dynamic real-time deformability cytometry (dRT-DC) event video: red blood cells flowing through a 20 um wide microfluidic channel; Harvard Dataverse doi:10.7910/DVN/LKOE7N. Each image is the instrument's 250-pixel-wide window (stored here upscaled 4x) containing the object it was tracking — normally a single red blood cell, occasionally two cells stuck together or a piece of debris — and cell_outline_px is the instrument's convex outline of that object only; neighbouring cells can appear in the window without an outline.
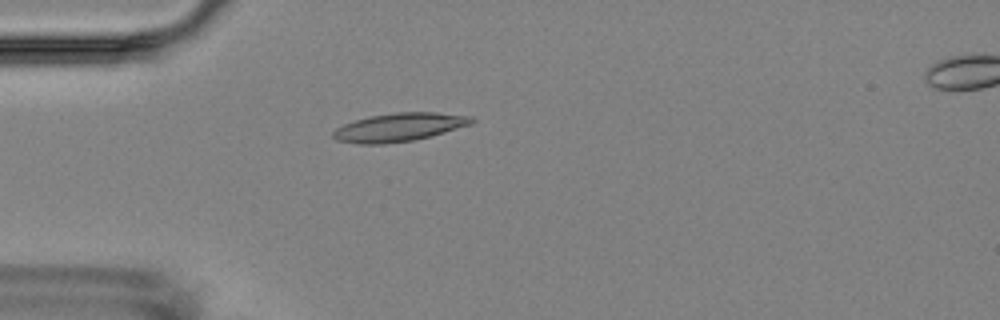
{"species": "Egyptian fruit bat (a non-hibernating species)", "species_latin": "Rousettus aegyptiacus", "temperature_condition": "room temperature", "stored_images_in_passage": 6, "camera_frame_rate_fps": 3000, "um_per_image_px": 0.085, "animal": {"sex": "female"}, "frame": {"image": 1, "passage_image": 5, "time_ms": 4.667, "image_size_px": [1000, 320], "cell_outline_px": [[476, 120], [472, 124], [432, 136], [412, 140], [384, 144], [360, 144], [336, 140], [332, 136], [332, 132], [336, 128], [344, 124], [368, 116], [396, 112], [436, 112], [472, 116]], "centroid_in_image_um": [33.95, 10.81], "position_along_channel_um": 51.1, "area_um2": 23.0}}